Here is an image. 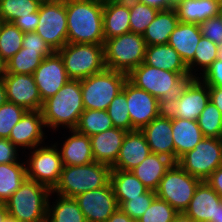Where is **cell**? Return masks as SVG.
<instances>
[{
    "label": "cell",
    "instance_id": "cell-1",
    "mask_svg": "<svg viewBox=\"0 0 222 222\" xmlns=\"http://www.w3.org/2000/svg\"><path fill=\"white\" fill-rule=\"evenodd\" d=\"M66 17L68 43H105L102 0H66Z\"/></svg>",
    "mask_w": 222,
    "mask_h": 222
},
{
    "label": "cell",
    "instance_id": "cell-2",
    "mask_svg": "<svg viewBox=\"0 0 222 222\" xmlns=\"http://www.w3.org/2000/svg\"><path fill=\"white\" fill-rule=\"evenodd\" d=\"M84 110L81 81L70 79L57 94L43 102L41 112L45 126L56 131L60 126L75 129Z\"/></svg>",
    "mask_w": 222,
    "mask_h": 222
},
{
    "label": "cell",
    "instance_id": "cell-3",
    "mask_svg": "<svg viewBox=\"0 0 222 222\" xmlns=\"http://www.w3.org/2000/svg\"><path fill=\"white\" fill-rule=\"evenodd\" d=\"M111 170V166L95 161L86 165H63L59 182L51 193L74 198L107 186L110 183Z\"/></svg>",
    "mask_w": 222,
    "mask_h": 222
},
{
    "label": "cell",
    "instance_id": "cell-4",
    "mask_svg": "<svg viewBox=\"0 0 222 222\" xmlns=\"http://www.w3.org/2000/svg\"><path fill=\"white\" fill-rule=\"evenodd\" d=\"M51 192L45 185L26 178L5 202L9 215L18 222H46Z\"/></svg>",
    "mask_w": 222,
    "mask_h": 222
},
{
    "label": "cell",
    "instance_id": "cell-5",
    "mask_svg": "<svg viewBox=\"0 0 222 222\" xmlns=\"http://www.w3.org/2000/svg\"><path fill=\"white\" fill-rule=\"evenodd\" d=\"M191 78L190 73L171 72L144 63L128 74V80L132 84L147 91L165 106L173 100L183 84Z\"/></svg>",
    "mask_w": 222,
    "mask_h": 222
},
{
    "label": "cell",
    "instance_id": "cell-6",
    "mask_svg": "<svg viewBox=\"0 0 222 222\" xmlns=\"http://www.w3.org/2000/svg\"><path fill=\"white\" fill-rule=\"evenodd\" d=\"M146 43L143 35L128 32L104 43L106 69L129 74L144 63Z\"/></svg>",
    "mask_w": 222,
    "mask_h": 222
},
{
    "label": "cell",
    "instance_id": "cell-7",
    "mask_svg": "<svg viewBox=\"0 0 222 222\" xmlns=\"http://www.w3.org/2000/svg\"><path fill=\"white\" fill-rule=\"evenodd\" d=\"M57 52L70 79L81 80L106 69L104 44L67 43Z\"/></svg>",
    "mask_w": 222,
    "mask_h": 222
},
{
    "label": "cell",
    "instance_id": "cell-8",
    "mask_svg": "<svg viewBox=\"0 0 222 222\" xmlns=\"http://www.w3.org/2000/svg\"><path fill=\"white\" fill-rule=\"evenodd\" d=\"M127 79L128 74L110 69L81 79L84 109L107 110Z\"/></svg>",
    "mask_w": 222,
    "mask_h": 222
},
{
    "label": "cell",
    "instance_id": "cell-9",
    "mask_svg": "<svg viewBox=\"0 0 222 222\" xmlns=\"http://www.w3.org/2000/svg\"><path fill=\"white\" fill-rule=\"evenodd\" d=\"M201 182L174 163L159 182L155 193L158 198L168 202L180 213L188 208L190 200Z\"/></svg>",
    "mask_w": 222,
    "mask_h": 222
},
{
    "label": "cell",
    "instance_id": "cell-10",
    "mask_svg": "<svg viewBox=\"0 0 222 222\" xmlns=\"http://www.w3.org/2000/svg\"><path fill=\"white\" fill-rule=\"evenodd\" d=\"M182 169L201 181L222 166V138L204 137L193 150L176 162Z\"/></svg>",
    "mask_w": 222,
    "mask_h": 222
},
{
    "label": "cell",
    "instance_id": "cell-11",
    "mask_svg": "<svg viewBox=\"0 0 222 222\" xmlns=\"http://www.w3.org/2000/svg\"><path fill=\"white\" fill-rule=\"evenodd\" d=\"M35 32L54 51L68 43L66 0H48L41 3Z\"/></svg>",
    "mask_w": 222,
    "mask_h": 222
},
{
    "label": "cell",
    "instance_id": "cell-12",
    "mask_svg": "<svg viewBox=\"0 0 222 222\" xmlns=\"http://www.w3.org/2000/svg\"><path fill=\"white\" fill-rule=\"evenodd\" d=\"M210 100L209 86L200 78L187 80L179 93L165 106L170 117L196 120Z\"/></svg>",
    "mask_w": 222,
    "mask_h": 222
},
{
    "label": "cell",
    "instance_id": "cell-13",
    "mask_svg": "<svg viewBox=\"0 0 222 222\" xmlns=\"http://www.w3.org/2000/svg\"><path fill=\"white\" fill-rule=\"evenodd\" d=\"M54 143L51 146L45 144L35 147L26 162L27 179L36 181L48 187L51 191L58 184L63 168L60 148Z\"/></svg>",
    "mask_w": 222,
    "mask_h": 222
},
{
    "label": "cell",
    "instance_id": "cell-14",
    "mask_svg": "<svg viewBox=\"0 0 222 222\" xmlns=\"http://www.w3.org/2000/svg\"><path fill=\"white\" fill-rule=\"evenodd\" d=\"M122 92L126 95L131 131L141 130L165 111V105L147 91L136 87L128 79Z\"/></svg>",
    "mask_w": 222,
    "mask_h": 222
},
{
    "label": "cell",
    "instance_id": "cell-15",
    "mask_svg": "<svg viewBox=\"0 0 222 222\" xmlns=\"http://www.w3.org/2000/svg\"><path fill=\"white\" fill-rule=\"evenodd\" d=\"M74 199L87 222H106L119 207L111 183L82 193Z\"/></svg>",
    "mask_w": 222,
    "mask_h": 222
},
{
    "label": "cell",
    "instance_id": "cell-16",
    "mask_svg": "<svg viewBox=\"0 0 222 222\" xmlns=\"http://www.w3.org/2000/svg\"><path fill=\"white\" fill-rule=\"evenodd\" d=\"M32 75L42 102L57 94L62 86L70 80L63 59L57 51L45 57Z\"/></svg>",
    "mask_w": 222,
    "mask_h": 222
},
{
    "label": "cell",
    "instance_id": "cell-17",
    "mask_svg": "<svg viewBox=\"0 0 222 222\" xmlns=\"http://www.w3.org/2000/svg\"><path fill=\"white\" fill-rule=\"evenodd\" d=\"M3 83L7 101L23 107L27 111L42 109V98L33 75L6 73Z\"/></svg>",
    "mask_w": 222,
    "mask_h": 222
},
{
    "label": "cell",
    "instance_id": "cell-18",
    "mask_svg": "<svg viewBox=\"0 0 222 222\" xmlns=\"http://www.w3.org/2000/svg\"><path fill=\"white\" fill-rule=\"evenodd\" d=\"M46 128L41 110L27 111L13 127L9 140L19 149H34L43 144Z\"/></svg>",
    "mask_w": 222,
    "mask_h": 222
},
{
    "label": "cell",
    "instance_id": "cell-19",
    "mask_svg": "<svg viewBox=\"0 0 222 222\" xmlns=\"http://www.w3.org/2000/svg\"><path fill=\"white\" fill-rule=\"evenodd\" d=\"M152 153L164 155L175 162L172 117L165 111L140 130Z\"/></svg>",
    "mask_w": 222,
    "mask_h": 222
},
{
    "label": "cell",
    "instance_id": "cell-20",
    "mask_svg": "<svg viewBox=\"0 0 222 222\" xmlns=\"http://www.w3.org/2000/svg\"><path fill=\"white\" fill-rule=\"evenodd\" d=\"M221 202L219 194L206 181H202L184 213L194 222H216Z\"/></svg>",
    "mask_w": 222,
    "mask_h": 222
},
{
    "label": "cell",
    "instance_id": "cell-21",
    "mask_svg": "<svg viewBox=\"0 0 222 222\" xmlns=\"http://www.w3.org/2000/svg\"><path fill=\"white\" fill-rule=\"evenodd\" d=\"M151 152L144 134L140 130L127 132L116 162L112 169L131 171L137 167Z\"/></svg>",
    "mask_w": 222,
    "mask_h": 222
},
{
    "label": "cell",
    "instance_id": "cell-22",
    "mask_svg": "<svg viewBox=\"0 0 222 222\" xmlns=\"http://www.w3.org/2000/svg\"><path fill=\"white\" fill-rule=\"evenodd\" d=\"M127 131L111 128L90 137L92 154L95 162L112 166L119 155Z\"/></svg>",
    "mask_w": 222,
    "mask_h": 222
},
{
    "label": "cell",
    "instance_id": "cell-23",
    "mask_svg": "<svg viewBox=\"0 0 222 222\" xmlns=\"http://www.w3.org/2000/svg\"><path fill=\"white\" fill-rule=\"evenodd\" d=\"M172 137L175 146V163L185 153L193 150L204 138L196 120L172 117Z\"/></svg>",
    "mask_w": 222,
    "mask_h": 222
},
{
    "label": "cell",
    "instance_id": "cell-24",
    "mask_svg": "<svg viewBox=\"0 0 222 222\" xmlns=\"http://www.w3.org/2000/svg\"><path fill=\"white\" fill-rule=\"evenodd\" d=\"M69 136L59 150L63 165L78 166L86 165L94 161L90 137L77 132L75 129L69 130Z\"/></svg>",
    "mask_w": 222,
    "mask_h": 222
},
{
    "label": "cell",
    "instance_id": "cell-25",
    "mask_svg": "<svg viewBox=\"0 0 222 222\" xmlns=\"http://www.w3.org/2000/svg\"><path fill=\"white\" fill-rule=\"evenodd\" d=\"M202 37L199 24L179 22L171 33L168 44L180 55L186 66L193 60L194 53Z\"/></svg>",
    "mask_w": 222,
    "mask_h": 222
},
{
    "label": "cell",
    "instance_id": "cell-26",
    "mask_svg": "<svg viewBox=\"0 0 222 222\" xmlns=\"http://www.w3.org/2000/svg\"><path fill=\"white\" fill-rule=\"evenodd\" d=\"M174 163L164 155L150 153L131 171L149 190L155 191L165 173Z\"/></svg>",
    "mask_w": 222,
    "mask_h": 222
},
{
    "label": "cell",
    "instance_id": "cell-27",
    "mask_svg": "<svg viewBox=\"0 0 222 222\" xmlns=\"http://www.w3.org/2000/svg\"><path fill=\"white\" fill-rule=\"evenodd\" d=\"M179 22L196 23L222 13L218 0H183L174 5Z\"/></svg>",
    "mask_w": 222,
    "mask_h": 222
},
{
    "label": "cell",
    "instance_id": "cell-28",
    "mask_svg": "<svg viewBox=\"0 0 222 222\" xmlns=\"http://www.w3.org/2000/svg\"><path fill=\"white\" fill-rule=\"evenodd\" d=\"M144 64L177 73H189L179 53L169 44L146 46Z\"/></svg>",
    "mask_w": 222,
    "mask_h": 222
},
{
    "label": "cell",
    "instance_id": "cell-29",
    "mask_svg": "<svg viewBox=\"0 0 222 222\" xmlns=\"http://www.w3.org/2000/svg\"><path fill=\"white\" fill-rule=\"evenodd\" d=\"M178 23L179 18L174 8L159 10L143 34L146 46L168 44L170 35Z\"/></svg>",
    "mask_w": 222,
    "mask_h": 222
},
{
    "label": "cell",
    "instance_id": "cell-30",
    "mask_svg": "<svg viewBox=\"0 0 222 222\" xmlns=\"http://www.w3.org/2000/svg\"><path fill=\"white\" fill-rule=\"evenodd\" d=\"M130 10L121 4L103 3L104 38L111 39L130 30Z\"/></svg>",
    "mask_w": 222,
    "mask_h": 222
},
{
    "label": "cell",
    "instance_id": "cell-31",
    "mask_svg": "<svg viewBox=\"0 0 222 222\" xmlns=\"http://www.w3.org/2000/svg\"><path fill=\"white\" fill-rule=\"evenodd\" d=\"M110 183L117 201H128L149 190L132 171L112 169Z\"/></svg>",
    "mask_w": 222,
    "mask_h": 222
},
{
    "label": "cell",
    "instance_id": "cell-32",
    "mask_svg": "<svg viewBox=\"0 0 222 222\" xmlns=\"http://www.w3.org/2000/svg\"><path fill=\"white\" fill-rule=\"evenodd\" d=\"M48 200L46 222H87L74 198L57 195V199Z\"/></svg>",
    "mask_w": 222,
    "mask_h": 222
},
{
    "label": "cell",
    "instance_id": "cell-33",
    "mask_svg": "<svg viewBox=\"0 0 222 222\" xmlns=\"http://www.w3.org/2000/svg\"><path fill=\"white\" fill-rule=\"evenodd\" d=\"M26 162L0 164V202L5 203L27 178Z\"/></svg>",
    "mask_w": 222,
    "mask_h": 222
},
{
    "label": "cell",
    "instance_id": "cell-34",
    "mask_svg": "<svg viewBox=\"0 0 222 222\" xmlns=\"http://www.w3.org/2000/svg\"><path fill=\"white\" fill-rule=\"evenodd\" d=\"M45 57L42 50L21 48L6 62V73L32 75Z\"/></svg>",
    "mask_w": 222,
    "mask_h": 222
},
{
    "label": "cell",
    "instance_id": "cell-35",
    "mask_svg": "<svg viewBox=\"0 0 222 222\" xmlns=\"http://www.w3.org/2000/svg\"><path fill=\"white\" fill-rule=\"evenodd\" d=\"M107 110L85 109L80 115L75 130L89 137L113 128Z\"/></svg>",
    "mask_w": 222,
    "mask_h": 222
},
{
    "label": "cell",
    "instance_id": "cell-36",
    "mask_svg": "<svg viewBox=\"0 0 222 222\" xmlns=\"http://www.w3.org/2000/svg\"><path fill=\"white\" fill-rule=\"evenodd\" d=\"M24 33L10 22L0 21V57L7 62L21 48Z\"/></svg>",
    "mask_w": 222,
    "mask_h": 222
},
{
    "label": "cell",
    "instance_id": "cell-37",
    "mask_svg": "<svg viewBox=\"0 0 222 222\" xmlns=\"http://www.w3.org/2000/svg\"><path fill=\"white\" fill-rule=\"evenodd\" d=\"M217 48L218 46L214 42L206 37H201L199 43L197 44L193 60L187 65L188 71L192 78H199V76H197L198 72L196 73V71H198L200 67V70H203L202 73L200 72L202 75L212 65V63L217 59Z\"/></svg>",
    "mask_w": 222,
    "mask_h": 222
},
{
    "label": "cell",
    "instance_id": "cell-38",
    "mask_svg": "<svg viewBox=\"0 0 222 222\" xmlns=\"http://www.w3.org/2000/svg\"><path fill=\"white\" fill-rule=\"evenodd\" d=\"M40 0H0V21L13 23L17 18L38 12Z\"/></svg>",
    "mask_w": 222,
    "mask_h": 222
},
{
    "label": "cell",
    "instance_id": "cell-39",
    "mask_svg": "<svg viewBox=\"0 0 222 222\" xmlns=\"http://www.w3.org/2000/svg\"><path fill=\"white\" fill-rule=\"evenodd\" d=\"M197 122L204 137L222 138V113L210 100Z\"/></svg>",
    "mask_w": 222,
    "mask_h": 222
},
{
    "label": "cell",
    "instance_id": "cell-40",
    "mask_svg": "<svg viewBox=\"0 0 222 222\" xmlns=\"http://www.w3.org/2000/svg\"><path fill=\"white\" fill-rule=\"evenodd\" d=\"M130 10V30L136 34L143 35L150 25V23L155 19L158 9L148 6L146 4L138 2Z\"/></svg>",
    "mask_w": 222,
    "mask_h": 222
},
{
    "label": "cell",
    "instance_id": "cell-41",
    "mask_svg": "<svg viewBox=\"0 0 222 222\" xmlns=\"http://www.w3.org/2000/svg\"><path fill=\"white\" fill-rule=\"evenodd\" d=\"M107 112L115 128L131 132V119L129 116L126 95L122 91L114 97L107 108Z\"/></svg>",
    "mask_w": 222,
    "mask_h": 222
},
{
    "label": "cell",
    "instance_id": "cell-42",
    "mask_svg": "<svg viewBox=\"0 0 222 222\" xmlns=\"http://www.w3.org/2000/svg\"><path fill=\"white\" fill-rule=\"evenodd\" d=\"M178 212L165 200L153 199L149 208L139 218V222H173Z\"/></svg>",
    "mask_w": 222,
    "mask_h": 222
},
{
    "label": "cell",
    "instance_id": "cell-43",
    "mask_svg": "<svg viewBox=\"0 0 222 222\" xmlns=\"http://www.w3.org/2000/svg\"><path fill=\"white\" fill-rule=\"evenodd\" d=\"M27 112L21 106L6 101L0 106V138L8 139L13 127Z\"/></svg>",
    "mask_w": 222,
    "mask_h": 222
},
{
    "label": "cell",
    "instance_id": "cell-44",
    "mask_svg": "<svg viewBox=\"0 0 222 222\" xmlns=\"http://www.w3.org/2000/svg\"><path fill=\"white\" fill-rule=\"evenodd\" d=\"M155 197V191L148 190L146 193L139 195V197L130 198L128 201H117V203L119 208L131 219L139 220Z\"/></svg>",
    "mask_w": 222,
    "mask_h": 222
},
{
    "label": "cell",
    "instance_id": "cell-45",
    "mask_svg": "<svg viewBox=\"0 0 222 222\" xmlns=\"http://www.w3.org/2000/svg\"><path fill=\"white\" fill-rule=\"evenodd\" d=\"M201 34L217 46L222 44V13L199 24Z\"/></svg>",
    "mask_w": 222,
    "mask_h": 222
},
{
    "label": "cell",
    "instance_id": "cell-46",
    "mask_svg": "<svg viewBox=\"0 0 222 222\" xmlns=\"http://www.w3.org/2000/svg\"><path fill=\"white\" fill-rule=\"evenodd\" d=\"M22 48L42 50L47 56L55 52L36 32L24 33Z\"/></svg>",
    "mask_w": 222,
    "mask_h": 222
},
{
    "label": "cell",
    "instance_id": "cell-47",
    "mask_svg": "<svg viewBox=\"0 0 222 222\" xmlns=\"http://www.w3.org/2000/svg\"><path fill=\"white\" fill-rule=\"evenodd\" d=\"M199 78H203L202 81L208 86L222 89V61L216 59Z\"/></svg>",
    "mask_w": 222,
    "mask_h": 222
},
{
    "label": "cell",
    "instance_id": "cell-48",
    "mask_svg": "<svg viewBox=\"0 0 222 222\" xmlns=\"http://www.w3.org/2000/svg\"><path fill=\"white\" fill-rule=\"evenodd\" d=\"M17 147L9 140L0 138V164L18 162Z\"/></svg>",
    "mask_w": 222,
    "mask_h": 222
},
{
    "label": "cell",
    "instance_id": "cell-49",
    "mask_svg": "<svg viewBox=\"0 0 222 222\" xmlns=\"http://www.w3.org/2000/svg\"><path fill=\"white\" fill-rule=\"evenodd\" d=\"M23 33L35 32L39 23V10L38 12L31 13V16L19 17L13 22Z\"/></svg>",
    "mask_w": 222,
    "mask_h": 222
},
{
    "label": "cell",
    "instance_id": "cell-50",
    "mask_svg": "<svg viewBox=\"0 0 222 222\" xmlns=\"http://www.w3.org/2000/svg\"><path fill=\"white\" fill-rule=\"evenodd\" d=\"M206 182L219 194L222 198V166H219L206 180Z\"/></svg>",
    "mask_w": 222,
    "mask_h": 222
},
{
    "label": "cell",
    "instance_id": "cell-51",
    "mask_svg": "<svg viewBox=\"0 0 222 222\" xmlns=\"http://www.w3.org/2000/svg\"><path fill=\"white\" fill-rule=\"evenodd\" d=\"M139 2L154 7L158 10H169L174 8L171 0H139Z\"/></svg>",
    "mask_w": 222,
    "mask_h": 222
},
{
    "label": "cell",
    "instance_id": "cell-52",
    "mask_svg": "<svg viewBox=\"0 0 222 222\" xmlns=\"http://www.w3.org/2000/svg\"><path fill=\"white\" fill-rule=\"evenodd\" d=\"M210 101L215 104V106L222 113V89L214 86H209Z\"/></svg>",
    "mask_w": 222,
    "mask_h": 222
},
{
    "label": "cell",
    "instance_id": "cell-53",
    "mask_svg": "<svg viewBox=\"0 0 222 222\" xmlns=\"http://www.w3.org/2000/svg\"><path fill=\"white\" fill-rule=\"evenodd\" d=\"M127 214H125L119 207L117 210L111 215V217L106 222H132Z\"/></svg>",
    "mask_w": 222,
    "mask_h": 222
},
{
    "label": "cell",
    "instance_id": "cell-54",
    "mask_svg": "<svg viewBox=\"0 0 222 222\" xmlns=\"http://www.w3.org/2000/svg\"><path fill=\"white\" fill-rule=\"evenodd\" d=\"M103 3H114V4H121L128 9H131L134 5H136L139 0H102Z\"/></svg>",
    "mask_w": 222,
    "mask_h": 222
},
{
    "label": "cell",
    "instance_id": "cell-55",
    "mask_svg": "<svg viewBox=\"0 0 222 222\" xmlns=\"http://www.w3.org/2000/svg\"><path fill=\"white\" fill-rule=\"evenodd\" d=\"M173 222H194V221L184 212H180L175 216Z\"/></svg>",
    "mask_w": 222,
    "mask_h": 222
},
{
    "label": "cell",
    "instance_id": "cell-56",
    "mask_svg": "<svg viewBox=\"0 0 222 222\" xmlns=\"http://www.w3.org/2000/svg\"><path fill=\"white\" fill-rule=\"evenodd\" d=\"M6 101H7L6 89L2 79L0 80V106L3 105Z\"/></svg>",
    "mask_w": 222,
    "mask_h": 222
},
{
    "label": "cell",
    "instance_id": "cell-57",
    "mask_svg": "<svg viewBox=\"0 0 222 222\" xmlns=\"http://www.w3.org/2000/svg\"><path fill=\"white\" fill-rule=\"evenodd\" d=\"M9 213L6 208V204L0 202V222H4V220L8 217Z\"/></svg>",
    "mask_w": 222,
    "mask_h": 222
},
{
    "label": "cell",
    "instance_id": "cell-58",
    "mask_svg": "<svg viewBox=\"0 0 222 222\" xmlns=\"http://www.w3.org/2000/svg\"><path fill=\"white\" fill-rule=\"evenodd\" d=\"M6 75V62L0 57V80Z\"/></svg>",
    "mask_w": 222,
    "mask_h": 222
},
{
    "label": "cell",
    "instance_id": "cell-59",
    "mask_svg": "<svg viewBox=\"0 0 222 222\" xmlns=\"http://www.w3.org/2000/svg\"><path fill=\"white\" fill-rule=\"evenodd\" d=\"M216 222H222V202L218 205V213Z\"/></svg>",
    "mask_w": 222,
    "mask_h": 222
},
{
    "label": "cell",
    "instance_id": "cell-60",
    "mask_svg": "<svg viewBox=\"0 0 222 222\" xmlns=\"http://www.w3.org/2000/svg\"><path fill=\"white\" fill-rule=\"evenodd\" d=\"M217 59L222 61V44L218 45V48H217Z\"/></svg>",
    "mask_w": 222,
    "mask_h": 222
},
{
    "label": "cell",
    "instance_id": "cell-61",
    "mask_svg": "<svg viewBox=\"0 0 222 222\" xmlns=\"http://www.w3.org/2000/svg\"><path fill=\"white\" fill-rule=\"evenodd\" d=\"M4 222H18L14 217L8 215Z\"/></svg>",
    "mask_w": 222,
    "mask_h": 222
},
{
    "label": "cell",
    "instance_id": "cell-62",
    "mask_svg": "<svg viewBox=\"0 0 222 222\" xmlns=\"http://www.w3.org/2000/svg\"><path fill=\"white\" fill-rule=\"evenodd\" d=\"M171 1H172V3H173V6H174V5L178 4L179 2H181V1H183V0H171Z\"/></svg>",
    "mask_w": 222,
    "mask_h": 222
},
{
    "label": "cell",
    "instance_id": "cell-63",
    "mask_svg": "<svg viewBox=\"0 0 222 222\" xmlns=\"http://www.w3.org/2000/svg\"><path fill=\"white\" fill-rule=\"evenodd\" d=\"M219 1V4H220V7L222 8V0H218Z\"/></svg>",
    "mask_w": 222,
    "mask_h": 222
}]
</instances>
